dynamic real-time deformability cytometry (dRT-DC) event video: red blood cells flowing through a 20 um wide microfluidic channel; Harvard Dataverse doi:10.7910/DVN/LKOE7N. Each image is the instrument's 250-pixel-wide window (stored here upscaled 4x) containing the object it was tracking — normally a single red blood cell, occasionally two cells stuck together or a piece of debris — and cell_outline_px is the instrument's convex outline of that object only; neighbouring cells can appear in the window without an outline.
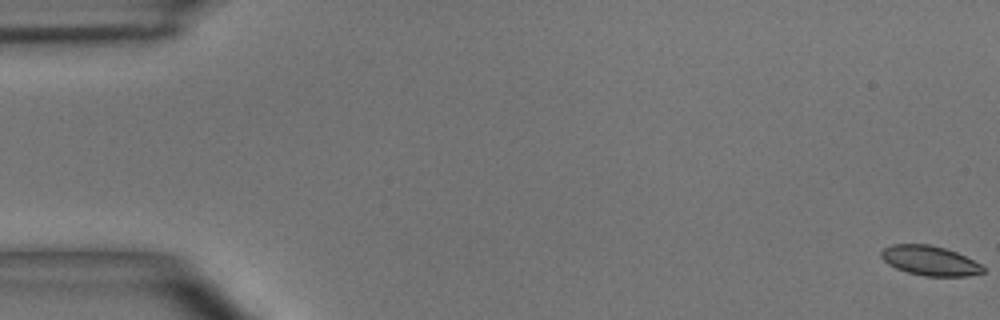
{"species": "common noctule bat (a hibernating species)", "species_latin": "Nyctalus noctula", "temperature_condition": "room temperature", "stored_images_in_passage": 15, "camera_frame_rate_fps": 3000, "um_per_image_px": 0.085, "animal": {"sex": "male", "body_mass_g": 15.6}, "frame": {"image": 1, "passage_image": 1, "time_ms": 0.0, "image_size_px": [1000, 320], "cell_outline_px": [[984, 272], [968, 276], [924, 276], [908, 272], [896, 268], [888, 264], [880, 256], [880, 252], [884, 248], [892, 244], [928, 244], [944, 248], [956, 252], [980, 264], [984, 268]], "centroid_in_image_um": [79.01, 22.15], "position_along_channel_um": 6.0, "area_um2": 17.46}}
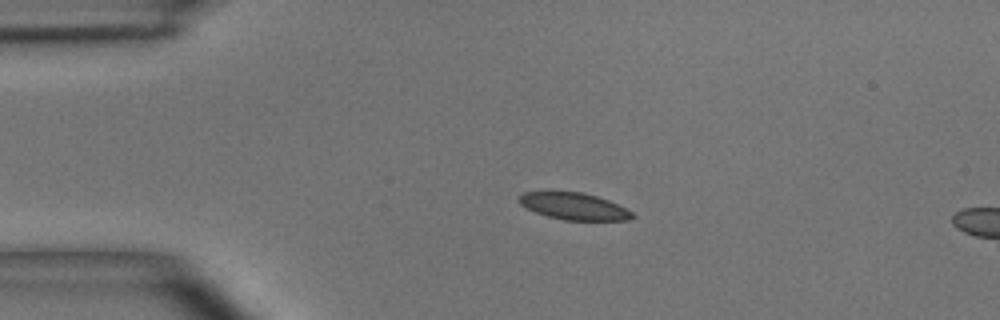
{"frame": {"image": 2, "passage_image": 12, "time_ms": 3.667, "image_size_px": [1000, 320], "cell_outline_px": [[636, 216], [628, 220], [564, 220], [548, 216], [536, 212], [520, 204], [516, 200], [524, 192], [580, 192], [596, 196], [608, 200], [632, 212]], "centroid_in_image_um": [48.78, 17.54], "position_along_channel_um": 36.2, "area_um2": 17.46}}